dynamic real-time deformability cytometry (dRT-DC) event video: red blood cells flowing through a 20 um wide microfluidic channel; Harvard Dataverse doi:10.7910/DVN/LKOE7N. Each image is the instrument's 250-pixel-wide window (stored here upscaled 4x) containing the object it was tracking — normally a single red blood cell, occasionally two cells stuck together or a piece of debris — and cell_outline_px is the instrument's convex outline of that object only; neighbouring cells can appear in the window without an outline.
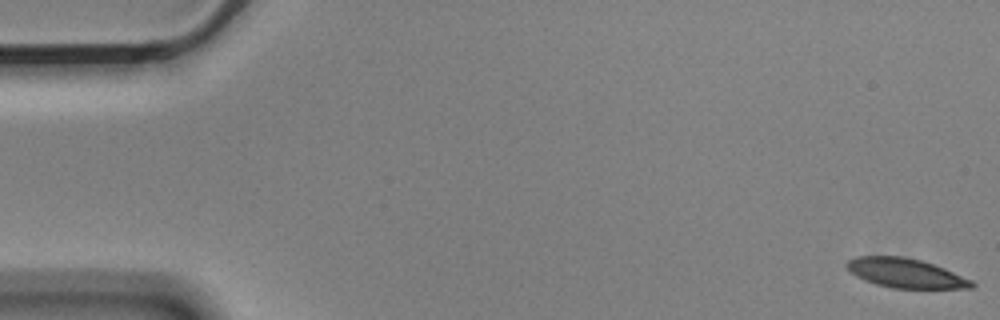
{"species": "Egyptian fruit bat (a non-hibernating species)", "species_latin": "Rousettus aegyptiacus", "temperature_condition": "cold", "stored_images_in_passage": 4, "camera_frame_rate_fps": 3000, "um_per_image_px": 0.085, "animal": {"sex": "male"}, "frame": {"image": 1, "passage_image": 1, "time_ms": 0.0, "image_size_px": [1000, 320], "cell_outline_px": [[976, 284], [972, 288], [892, 288], [876, 284], [864, 280], [856, 276], [844, 264], [848, 260], [856, 256], [904, 256], [920, 260], [944, 268], [972, 280]], "centroid_in_image_um": [76.96, 23.21], "position_along_channel_um": 8.0, "area_um2": 21.27}}
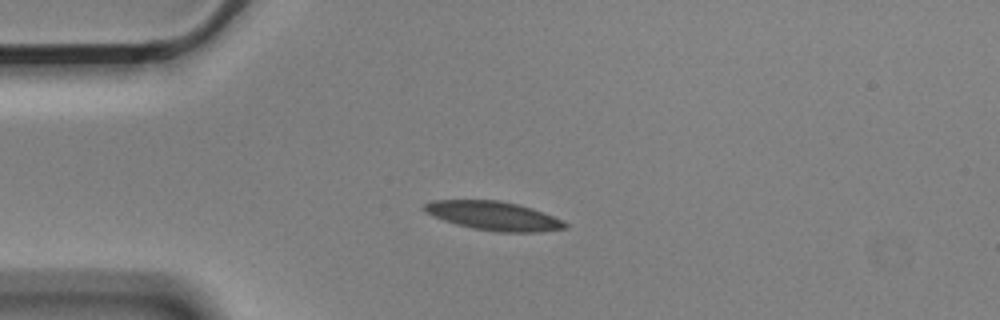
{"frame": {"image": 2, "passage_image": 4, "time_ms": 1.0, "image_size_px": [1000, 320], "cell_outline_px": [[568, 228], [540, 232], [496, 232], [472, 228], [456, 224], [432, 216], [424, 212], [420, 208], [424, 204], [432, 200], [496, 200], [516, 204], [532, 208], [564, 220], [568, 224]], "centroid_in_image_um": [41.95, 18.35], "position_along_channel_um": 43.1, "area_um2": 23.87}}